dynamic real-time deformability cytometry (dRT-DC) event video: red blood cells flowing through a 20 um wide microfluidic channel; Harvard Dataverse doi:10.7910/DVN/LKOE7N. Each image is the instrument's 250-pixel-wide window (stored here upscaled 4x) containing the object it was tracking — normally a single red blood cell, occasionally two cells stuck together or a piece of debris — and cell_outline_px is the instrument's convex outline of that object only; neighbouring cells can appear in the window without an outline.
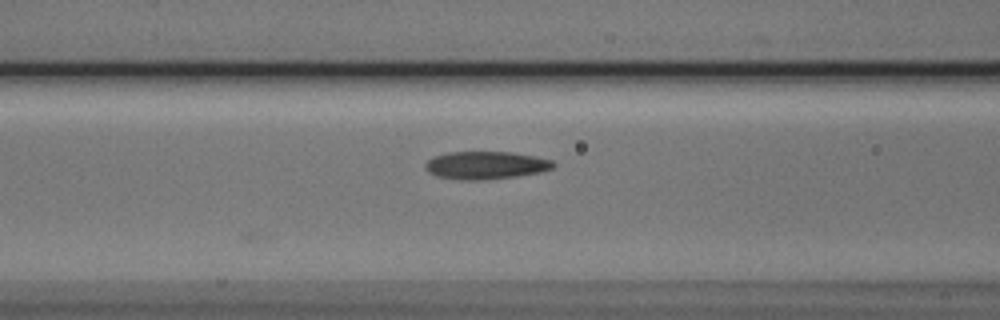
{"species": "Egyptian fruit bat (a non-hibernating species)", "species_latin": "Rousettus aegyptiacus", "temperature_condition": "cold", "stored_images_in_passage": 3, "camera_frame_rate_fps": 3000, "um_per_image_px": 0.085, "animal": {"sex": "male"}, "frame": {"image": 1, "passage_image": 3, "time_ms": 2.333, "image_size_px": [1000, 320], "cell_outline_px": [[556, 164], [552, 168], [540, 172], [516, 176], [484, 180], [460, 180], [436, 176], [428, 172], [424, 168], [424, 164], [432, 156], [448, 152], [512, 152], [536, 156], [552, 160]], "centroid_in_image_um": [41.26, 14.04], "position_along_channel_um": 125.3, "area_um2": 20.92}}